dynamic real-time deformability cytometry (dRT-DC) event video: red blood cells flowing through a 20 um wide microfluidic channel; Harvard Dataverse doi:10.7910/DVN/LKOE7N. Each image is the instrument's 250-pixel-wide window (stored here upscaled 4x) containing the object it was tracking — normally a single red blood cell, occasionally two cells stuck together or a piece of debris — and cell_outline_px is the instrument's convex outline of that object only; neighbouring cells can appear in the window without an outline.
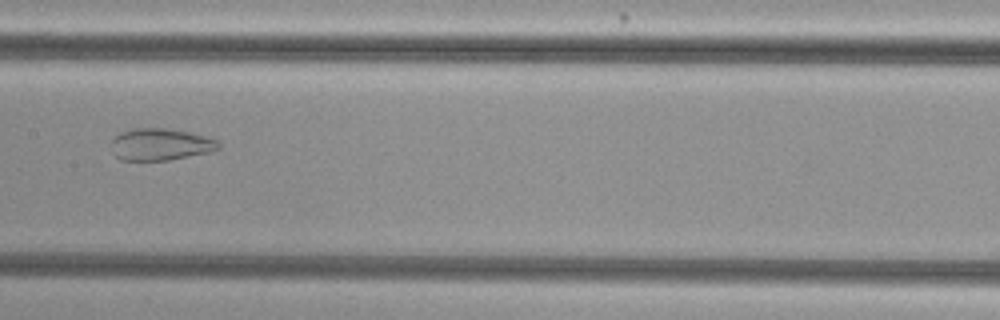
{"species": "common noctule bat (a hibernating species)", "species_latin": "Nyctalus noctula", "temperature_condition": "cold", "stored_images_in_passage": 33, "camera_frame_rate_fps": 3000, "um_per_image_px": 0.085, "animal": {"sex": "female", "body_mass_g": 29.2, "forearm_length_mm": 56.3}, "frame": {"image": 1, "passage_image": 12, "time_ms": 3.667, "image_size_px": [1000, 320], "cell_outline_px": [[220, 148], [208, 152], [168, 160], [120, 160], [112, 152], [112, 140], [120, 132], [132, 128], [164, 128], [188, 132], [204, 136], [216, 140], [220, 144]], "centroid_in_image_um": [13.6, 12.27], "position_along_channel_um": 193.8, "area_um2": 19.77}}
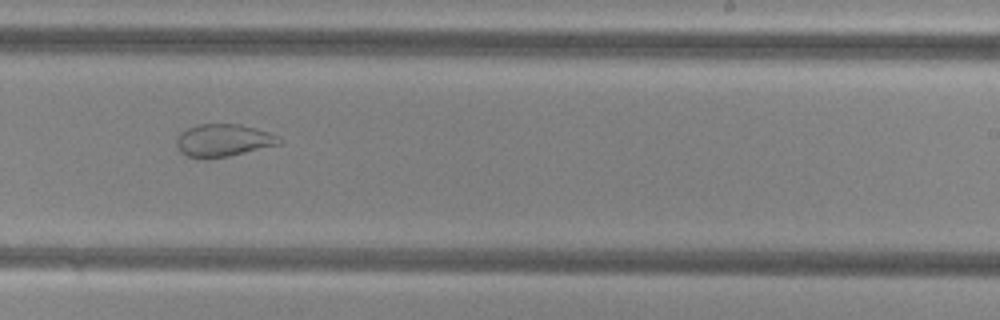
{"frame": {"image": 2, "passage_image": 18, "time_ms": 5.667, "image_size_px": [1000, 320], "cell_outline_px": [[284, 140], [280, 144], [228, 156], [204, 160], [188, 156], [180, 152], [176, 144], [176, 140], [180, 132], [188, 128], [200, 124], [240, 124], [256, 128], [280, 136]], "centroid_in_image_um": [18.98, 11.94], "position_along_channel_um": 270.0, "area_um2": 19.65}}
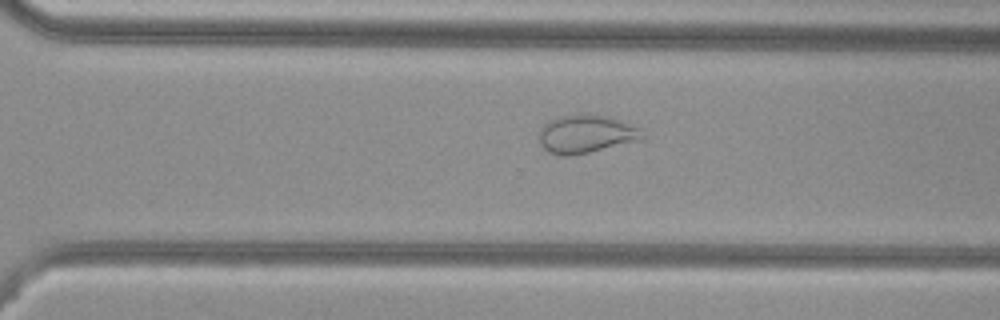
{"frame": {"image": 3, "passage_image": 22, "time_ms": 7.0, "image_size_px": [1000, 320], "cell_outline_px": [[644, 136], [640, 140], [588, 152], [568, 156], [556, 156], [548, 152], [540, 144], [540, 128], [548, 120], [560, 116], [608, 116], [640, 128]], "centroid_in_image_um": [49.78, 11.42], "position_along_channel_um": 320.8, "area_um2": 22.43}, "authors_computed_cell_mechanics": {"area_um2": 20.3456, "velocity_mm_per_s": 3.8182, "shape_relaxation_time_tau1_ms": null, "shape_relaxation_time_tau2_ms": 1.3409, "deformation_change_tau1": null, "deformation_change_tau2": 0.0757}}